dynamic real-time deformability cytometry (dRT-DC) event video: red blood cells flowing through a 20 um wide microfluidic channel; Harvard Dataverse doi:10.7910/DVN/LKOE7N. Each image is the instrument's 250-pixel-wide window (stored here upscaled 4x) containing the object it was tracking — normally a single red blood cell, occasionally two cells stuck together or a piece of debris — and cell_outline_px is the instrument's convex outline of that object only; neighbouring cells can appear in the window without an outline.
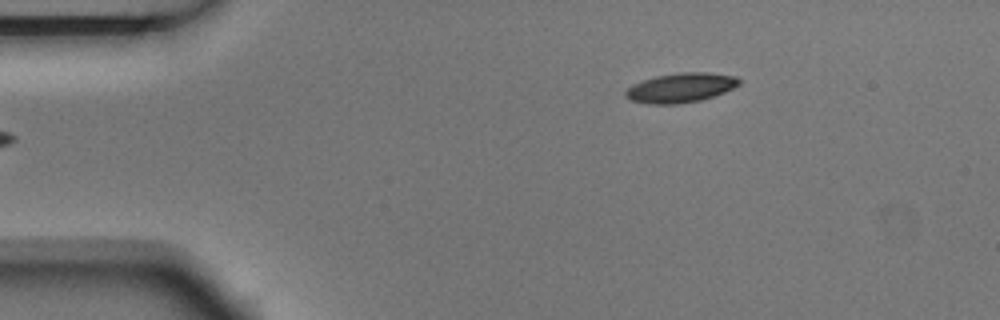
{"species": "Egyptian fruit bat (a non-hibernating species)", "species_latin": "Rousettus aegyptiacus", "temperature_condition": "room temperature", "stored_images_in_passage": 5, "camera_frame_rate_fps": 3000, "um_per_image_px": 0.085, "animal": {"sex": "male"}, "frame": {"image": 1, "passage_image": 5, "time_ms": 1.333, "image_size_px": [1000, 320], "cell_outline_px": [[740, 84], [724, 92], [700, 100], [676, 104], [652, 104], [632, 100], [624, 96], [624, 92], [632, 84], [656, 76], [680, 72], [708, 72], [736, 76], [740, 80]], "centroid_in_image_um": [57.86, 7.45], "position_along_channel_um": 27.1, "area_um2": 19.36}}